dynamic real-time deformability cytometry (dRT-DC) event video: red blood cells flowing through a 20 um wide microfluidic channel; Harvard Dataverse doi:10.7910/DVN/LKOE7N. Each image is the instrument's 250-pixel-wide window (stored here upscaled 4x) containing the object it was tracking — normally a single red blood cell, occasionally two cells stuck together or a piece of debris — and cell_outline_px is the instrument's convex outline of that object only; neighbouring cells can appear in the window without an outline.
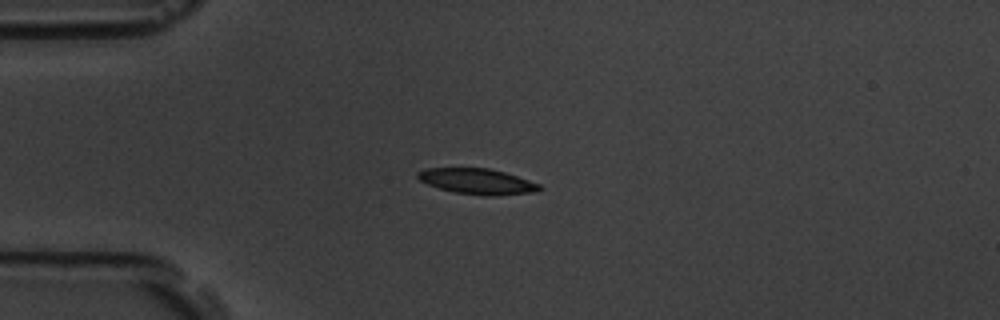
{"species": "common noctule bat (a hibernating species)", "species_latin": "Nyctalus noctula", "temperature_condition": "room temperature", "stored_images_in_passage": 2, "camera_frame_rate_fps": 3000, "um_per_image_px": 0.085, "animal": {"sex": "male", "body_mass_g": 19.5, "forearm_length_mm": 54.6}, "frame": {"image": 1, "passage_image": 1, "time_ms": 0.0, "image_size_px": [1000, 320], "cell_outline_px": [[544, 188], [532, 192], [492, 196], [488, 196], [456, 192], [440, 188], [428, 184], [420, 180], [416, 176], [416, 172], [428, 168], [488, 168], [504, 172], [540, 184]], "centroid_in_image_um": [40.56, 15.41], "position_along_channel_um": 44.4, "area_um2": 17.92}}